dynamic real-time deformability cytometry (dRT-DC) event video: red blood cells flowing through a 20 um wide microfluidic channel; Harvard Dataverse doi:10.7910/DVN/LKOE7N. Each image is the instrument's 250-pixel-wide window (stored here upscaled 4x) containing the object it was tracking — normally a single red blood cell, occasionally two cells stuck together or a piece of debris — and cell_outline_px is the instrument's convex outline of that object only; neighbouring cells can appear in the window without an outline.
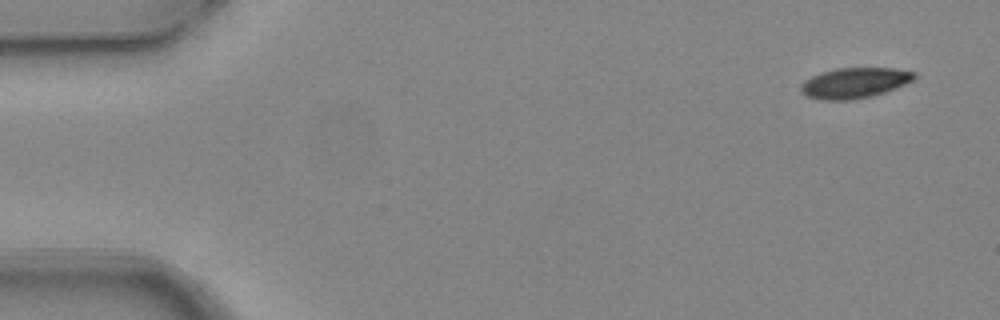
{"species": "common noctule bat (a hibernating species)", "species_latin": "Nyctalus noctula", "temperature_condition": "warm", "stored_images_in_passage": 6, "camera_frame_rate_fps": 3000, "um_per_image_px": 0.085, "animal": {"sex": "female", "body_mass_g": 24.6, "forearm_length_mm": 56.2}, "frame": {"image": 1, "passage_image": 1, "time_ms": 0.0, "image_size_px": [1000, 320], "cell_outline_px": [[916, 76], [912, 80], [896, 88], [872, 96], [852, 100], [820, 100], [808, 96], [800, 92], [800, 84], [804, 80], [812, 76], [836, 68], [892, 68], [916, 72]], "centroid_in_image_um": [72.61, 7.05], "position_along_channel_um": 12.4, "area_um2": 20.11}}
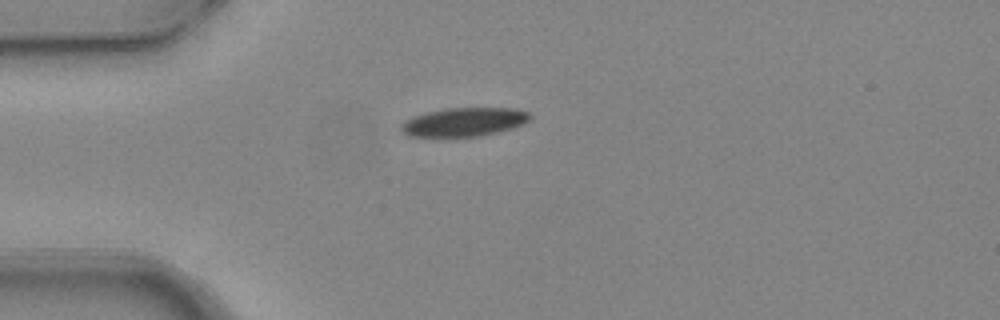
{"frame": {"image": 2, "passage_image": 4, "time_ms": 1.0, "image_size_px": [1000, 320], "cell_outline_px": [[532, 116], [524, 124], [512, 128], [496, 132], [476, 136], [408, 136], [400, 128], [400, 124], [404, 120], [412, 116], [424, 112], [444, 108], [516, 108], [528, 112]], "centroid_in_image_um": [39.42, 10.35], "position_along_channel_um": 45.6, "area_um2": 21.56}}
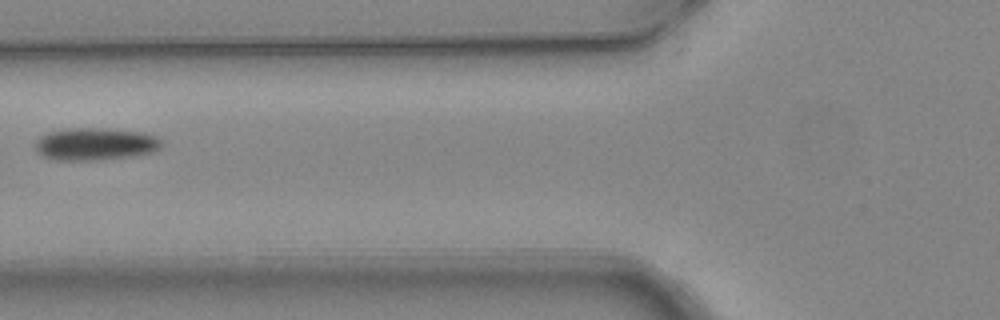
{"frame": {"image": 3, "passage_image": 6, "time_ms": 1.667, "image_size_px": [1000, 320], "cell_outline_px": [[164, 144], [160, 148], [152, 152], [132, 156], [96, 160], [56, 160], [44, 156], [36, 152], [36, 140], [40, 136], [48, 132], [72, 128], [104, 128], [144, 132], [156, 136], [164, 140]], "centroid_in_image_um": [8.14, 12.23], "position_along_channel_um": 117.7, "area_um2": 24.04}}